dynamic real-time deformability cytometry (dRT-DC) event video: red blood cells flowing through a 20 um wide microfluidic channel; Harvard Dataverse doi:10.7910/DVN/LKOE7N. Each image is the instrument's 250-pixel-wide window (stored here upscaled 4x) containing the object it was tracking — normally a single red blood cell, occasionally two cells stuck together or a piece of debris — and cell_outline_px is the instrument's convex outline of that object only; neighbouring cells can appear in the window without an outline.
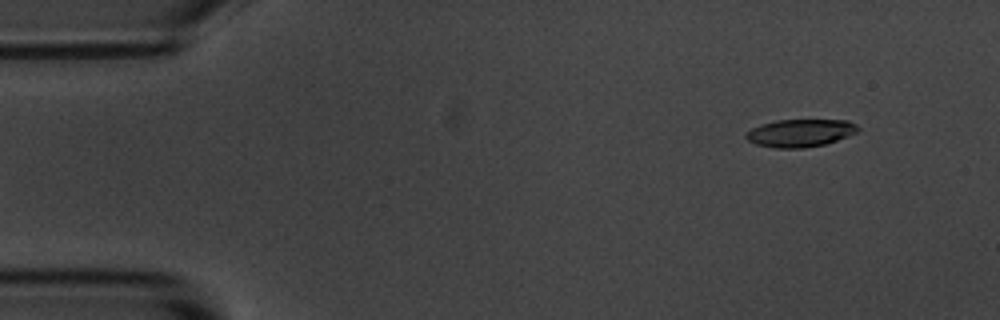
{"species": "common noctule bat (a hibernating species)", "species_latin": "Nyctalus noctula", "temperature_condition": "room temperature", "stored_images_in_passage": 54, "camera_frame_rate_fps": 3000, "um_per_image_px": 0.085, "animal": {"sex": "male", "body_mass_g": 20.1, "forearm_length_mm": 53.5}, "frame": {"image": 1, "passage_image": 5, "time_ms": 1.333, "image_size_px": [1000, 320], "cell_outline_px": [[860, 128], [856, 132], [848, 136], [824, 144], [804, 148], [776, 148], [756, 144], [748, 140], [744, 136], [752, 128], [760, 124], [776, 120], [848, 120], [856, 124]], "centroid_in_image_um": [68.02, 11.3], "position_along_channel_um": 17.0, "area_um2": 17.98}}
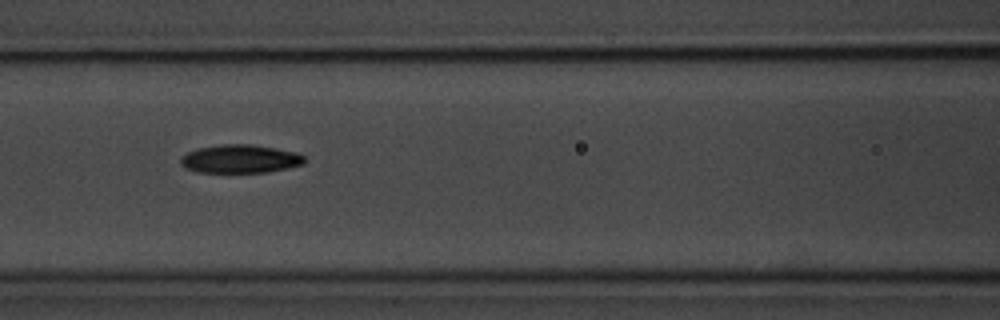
{"frame": {"image": 2, "passage_image": 23, "time_ms": 7.333, "image_size_px": [1000, 320], "cell_outline_px": [[304, 164], [268, 172], [196, 172], [180, 164], [180, 160], [188, 152], [196, 148], [224, 144], [252, 144], [276, 148], [296, 152], [304, 156]], "centroid_in_image_um": [20.42, 13.5], "position_along_channel_um": 146.2, "area_um2": 20.35}}
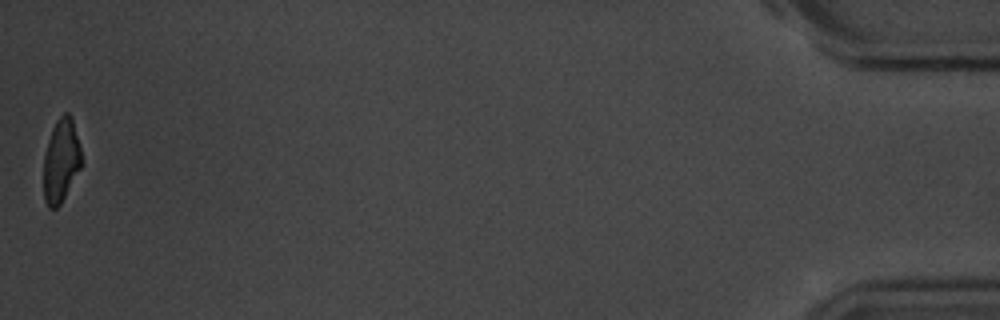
{"frame": {"image": 3, "passage_image": 54, "time_ms": 17.667, "image_size_px": [1000, 320], "cell_outline_px": [[80, 168], [60, 204], [56, 208], [48, 208], [44, 200], [44, 156], [48, 140], [52, 128], [56, 120], [64, 112], [68, 112], [72, 116], [80, 148]], "centroid_in_image_um": [5.17, 13.63], "position_along_channel_um": 430.0, "area_um2": 18.15}, "authors_computed_cell_mechanics": {"area_um2": 19.9121, "velocity_mm_per_s": 3.6906, "shape_relaxation_time_tau1_ms": 2.9963, "shape_relaxation_time_tau2_ms": 4.9415, "deformation_change_tau1": 0.156, "deformation_change_tau2": 0.1245}}